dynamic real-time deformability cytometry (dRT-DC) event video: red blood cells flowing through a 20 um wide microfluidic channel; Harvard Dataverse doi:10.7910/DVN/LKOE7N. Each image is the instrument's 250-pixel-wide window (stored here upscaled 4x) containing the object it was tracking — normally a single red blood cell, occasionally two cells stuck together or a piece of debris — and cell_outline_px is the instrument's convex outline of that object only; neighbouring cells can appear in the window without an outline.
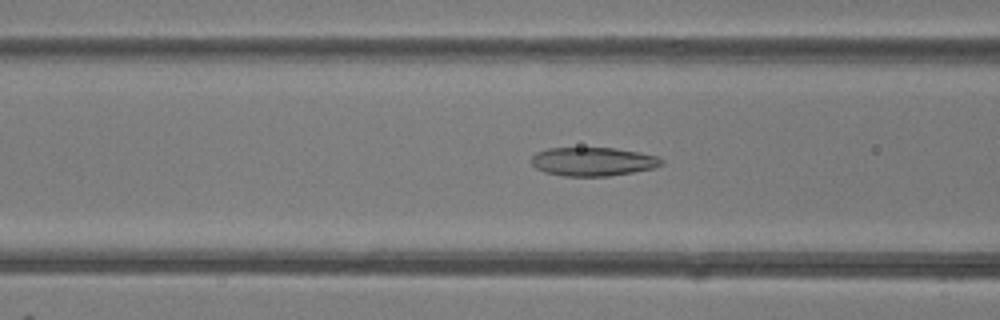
{"species": "common noctule bat (a hibernating species)", "species_latin": "Nyctalus noctula", "temperature_condition": "room temperature", "stored_images_in_passage": 36, "camera_frame_rate_fps": 3000, "um_per_image_px": 0.085, "animal": {"sex": "female"}, "frame": {"image": 1, "passage_image": 8, "time_ms": 2.333, "image_size_px": [1000, 320], "cell_outline_px": [[664, 164], [656, 168], [608, 176], [564, 176], [544, 172], [536, 168], [532, 164], [532, 156], [536, 152], [548, 148], [616, 148], [640, 152], [656, 156], [664, 160]], "centroid_in_image_um": [50.43, 13.73], "position_along_channel_um": 116.2, "area_um2": 21.85}}
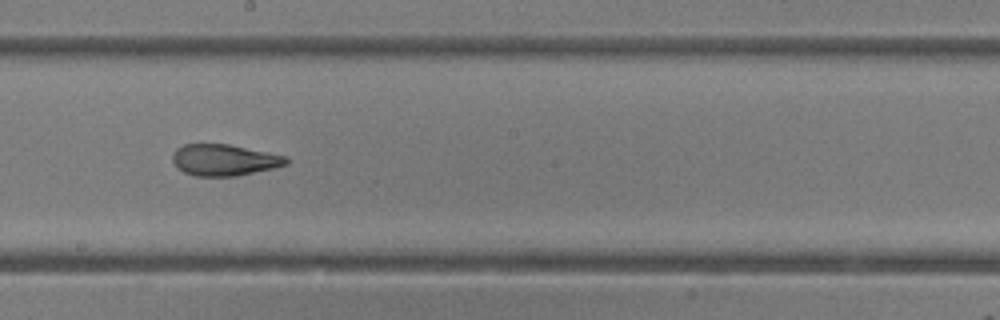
{"frame": {"image": 2, "passage_image": 16, "time_ms": 5.0, "image_size_px": [1000, 320], "cell_outline_px": [[288, 164], [272, 168], [236, 176], [196, 176], [184, 172], [176, 168], [172, 160], [172, 152], [176, 148], [184, 144], [228, 144], [288, 156]], "centroid_in_image_um": [19.03, 13.59], "position_along_channel_um": 229.2, "area_um2": 20.87}}
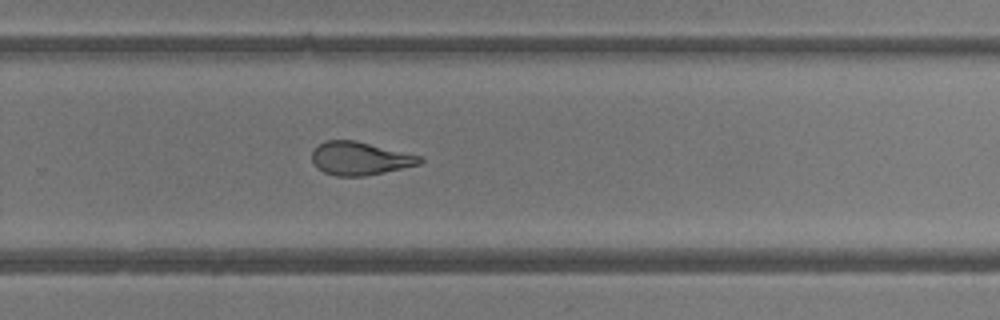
{"frame": {"image": 3, "passage_image": 21, "time_ms": 6.667, "image_size_px": [1000, 320], "cell_outline_px": [[424, 160], [420, 164], [384, 172], [364, 176], [336, 176], [324, 172], [316, 168], [312, 160], [312, 152], [324, 140], [356, 140], [420, 156]], "centroid_in_image_um": [30.57, 13.47], "position_along_channel_um": 299.2, "area_um2": 20.75}, "authors_computed_cell_mechanics": {"area_um2": 21.0392, "velocity_mm_per_s": 4.2237, "shape_relaxation_time_tau1_ms": 7.2483, "shape_relaxation_time_tau2_ms": 1.9592, "deformation_change_tau1": 0.2099, "deformation_change_tau2": 0.0966}}